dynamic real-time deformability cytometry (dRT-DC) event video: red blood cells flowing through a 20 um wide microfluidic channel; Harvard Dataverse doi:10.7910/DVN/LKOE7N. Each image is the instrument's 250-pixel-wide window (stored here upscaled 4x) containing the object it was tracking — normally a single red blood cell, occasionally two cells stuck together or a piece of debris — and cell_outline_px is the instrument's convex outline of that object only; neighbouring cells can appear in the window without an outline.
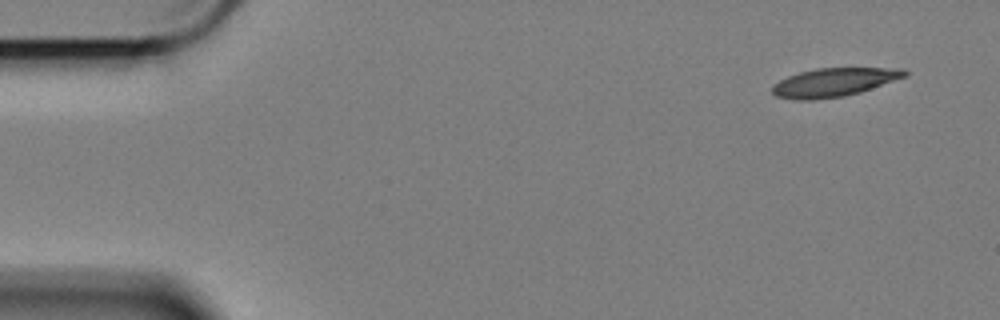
{"species": "Egyptian fruit bat (a non-hibernating species)", "species_latin": "Rousettus aegyptiacus", "temperature_condition": "cold", "stored_images_in_passage": 55, "camera_frame_rate_fps": 3000, "um_per_image_px": 0.085, "animal": {"sex": "female"}, "frame": {"image": 1, "passage_image": 1, "time_ms": 0.0, "image_size_px": [1000, 320], "cell_outline_px": [[908, 76], [860, 92], [844, 96], [812, 100], [792, 100], [776, 96], [772, 92], [772, 84], [788, 76], [800, 72], [816, 68], [904, 68], [908, 72]], "centroid_in_image_um": [70.88, 7.0], "position_along_channel_um": 14.1, "area_um2": 22.14}}
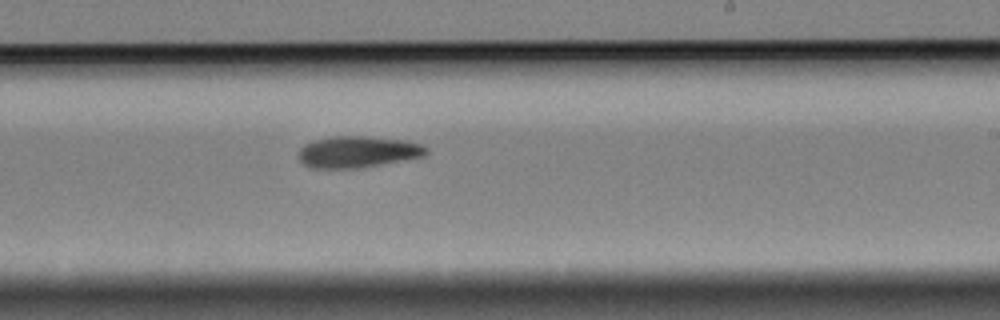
{"frame": {"image": 2, "passage_image": 32, "time_ms": 10.333, "image_size_px": [1000, 320], "cell_outline_px": [[428, 152], [424, 156], [380, 164], [356, 168], [312, 168], [304, 164], [300, 160], [300, 148], [304, 144], [312, 140], [328, 136], [368, 136], [404, 140], [420, 144], [428, 148]], "centroid_in_image_um": [30.39, 12.89], "position_along_channel_um": 258.6, "area_um2": 23.35}}
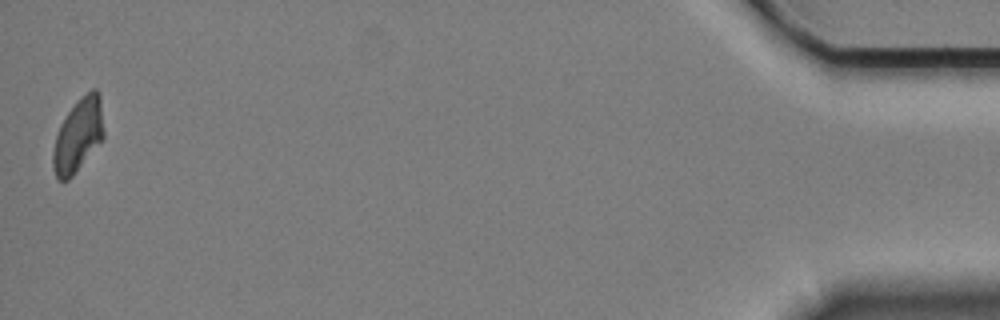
{"frame": {"image": 3, "passage_image": 55, "time_ms": 18.0, "image_size_px": [1000, 320], "cell_outline_px": [[104, 140], [72, 176], [68, 180], [56, 180], [52, 168], [52, 152], [56, 136], [60, 124], [76, 100], [80, 96], [92, 88], [96, 88], [100, 92], [104, 132]], "centroid_in_image_um": [6.65, 11.49], "position_along_channel_um": 428.5, "area_um2": 22.25}, "authors_computed_cell_mechanics": {"area_um2": 22.7154, "velocity_mm_per_s": 3.3962, "shape_relaxation_time_tau1_ms": 5.5779, "shape_relaxation_time_tau2_ms": 7.2307, "deformation_change_tau1": 0.1707, "deformation_change_tau2": 0.1488}}